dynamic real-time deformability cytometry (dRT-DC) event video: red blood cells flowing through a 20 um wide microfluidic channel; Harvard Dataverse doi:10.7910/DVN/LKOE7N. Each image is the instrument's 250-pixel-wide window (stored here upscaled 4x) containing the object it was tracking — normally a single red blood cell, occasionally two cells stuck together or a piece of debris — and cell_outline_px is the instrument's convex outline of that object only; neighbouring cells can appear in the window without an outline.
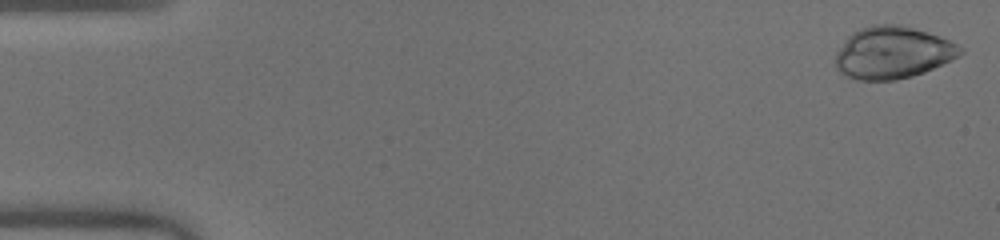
{"species": "human", "species_latin": "Homo sapiens", "temperature_condition": "warm", "stored_images_in_passage": 43, "camera_frame_rate_fps": 3000, "um_per_image_px": 0.085, "donor": {"sex": "male"}, "frame": {"image": 1, "passage_image": 1, "time_ms": 0.0, "image_size_px": [1000, 240], "cell_outline_px": [[964, 52], [960, 56], [952, 60], [924, 72], [912, 76], [896, 80], [856, 80], [840, 72], [836, 68], [836, 52], [848, 36], [852, 32], [860, 28], [872, 24], [900, 24], [940, 36], [956, 44]], "centroid_in_image_um": [75.87, 4.47], "position_along_channel_um": 9.1, "area_um2": 37.92}}
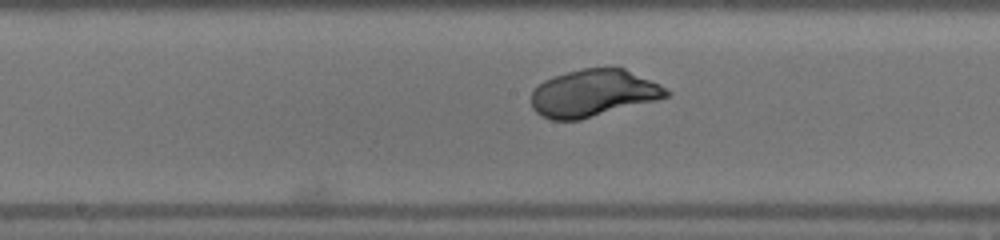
{"frame": {"image": 2, "passage_image": 26, "time_ms": 8.333, "image_size_px": [1000, 240], "cell_outline_px": [[672, 96], [580, 120], [552, 120], [540, 116], [532, 108], [532, 92], [544, 80], [568, 72], [584, 68], [616, 64], [660, 84], [672, 92]], "centroid_in_image_um": [50.49, 7.89], "position_along_channel_um": 197.7, "area_um2": 37.63}}
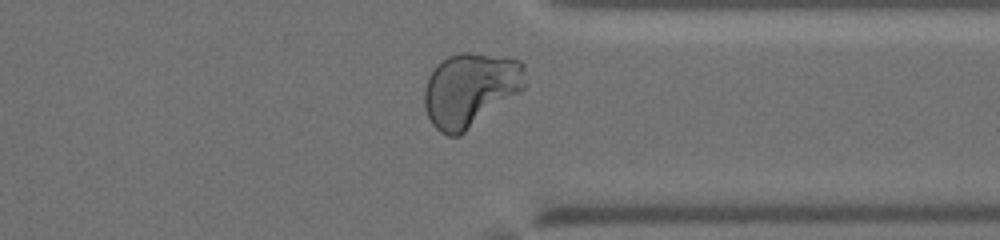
{"frame": {"image": 3, "passage_image": 39, "time_ms": 12.667, "image_size_px": [1000, 240], "cell_outline_px": [[524, 88], [520, 92], [460, 136], [448, 136], [440, 132], [432, 124], [428, 116], [424, 104], [424, 88], [428, 76], [436, 64], [440, 60], [448, 56], [460, 52], [468, 52], [520, 60], [524, 64]], "centroid_in_image_um": [39.94, 7.62], "position_along_channel_um": 371.5, "area_um2": 43.52}, "authors_computed_cell_mechanics": {"area_um2": 37.4544, "velocity_mm_per_s": 4.0467, "shape_relaxation_time_tau1_ms": 2.8031, "shape_relaxation_time_tau2_ms": null, "deformation_change_tau1": 0.1602, "deformation_change_tau2": null}}